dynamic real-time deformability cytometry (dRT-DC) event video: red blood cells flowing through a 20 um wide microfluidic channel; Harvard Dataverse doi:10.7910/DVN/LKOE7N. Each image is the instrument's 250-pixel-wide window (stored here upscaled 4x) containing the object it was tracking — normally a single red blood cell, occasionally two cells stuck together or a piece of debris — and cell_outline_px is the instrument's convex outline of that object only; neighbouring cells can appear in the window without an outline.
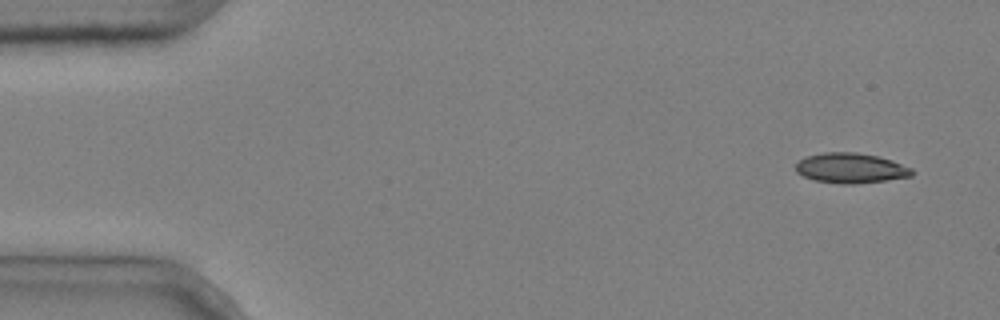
{"species": "common noctule bat (a hibernating species)", "species_latin": "Nyctalus noctula", "temperature_condition": "cold", "stored_images_in_passage": 10, "camera_frame_rate_fps": 3000, "um_per_image_px": 0.085, "animal": {"sex": "male", "body_mass_g": 20.4}, "frame": {"image": 1, "passage_image": 1, "time_ms": 0.0, "image_size_px": [1000, 320], "cell_outline_px": [[912, 176], [884, 180], [852, 184], [844, 184], [816, 180], [804, 176], [796, 172], [796, 164], [804, 156], [824, 152], [856, 152], [876, 156], [892, 160], [912, 168]], "centroid_in_image_um": [72.29, 14.27], "position_along_channel_um": 12.7, "area_um2": 20.17}}
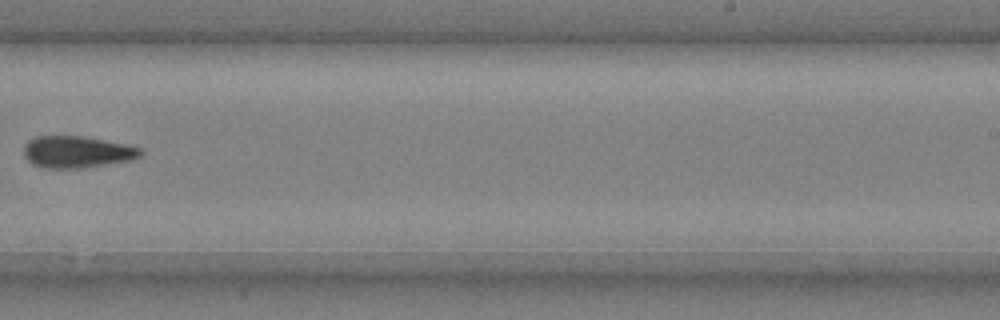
{"frame": {"image": 2, "passage_image": 9, "time_ms": 2.667, "image_size_px": [1000, 320], "cell_outline_px": [[144, 152], [140, 156], [132, 160], [80, 168], [44, 168], [32, 164], [24, 156], [24, 144], [28, 140], [36, 136], [80, 136], [128, 144], [140, 148]], "centroid_in_image_um": [6.53, 12.91], "position_along_channel_um": 282.5, "area_um2": 21.68}}
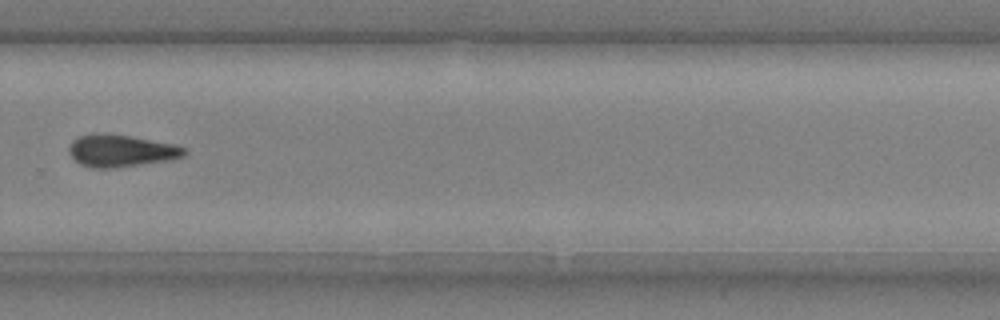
{"frame": {"image": 3, "passage_image": 10, "time_ms": 3.0, "image_size_px": [1000, 320], "cell_outline_px": [[188, 152], [184, 156], [164, 160], [140, 164], [112, 168], [92, 168], [80, 164], [68, 152], [68, 148], [72, 140], [80, 136], [128, 136], [176, 144], [184, 148]], "centroid_in_image_um": [10.3, 12.85], "position_along_channel_um": 319.5, "area_um2": 20.69}}